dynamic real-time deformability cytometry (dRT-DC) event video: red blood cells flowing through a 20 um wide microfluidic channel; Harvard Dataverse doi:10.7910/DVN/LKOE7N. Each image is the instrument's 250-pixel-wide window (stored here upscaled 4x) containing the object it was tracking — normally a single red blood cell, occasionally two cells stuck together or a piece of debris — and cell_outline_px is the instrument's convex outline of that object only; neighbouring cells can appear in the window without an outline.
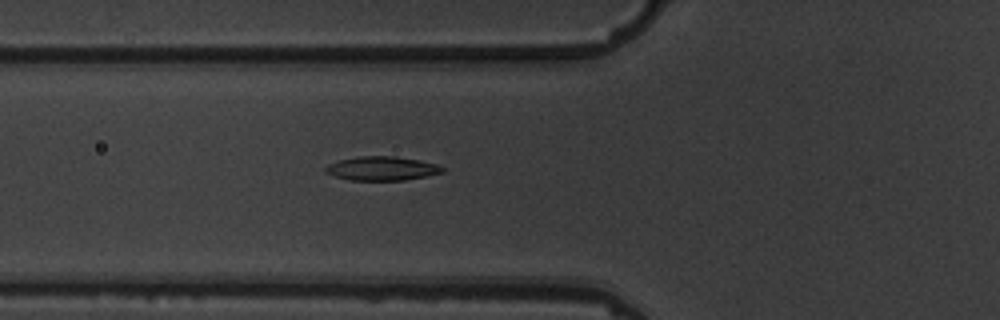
{"species": "common noctule bat (a hibernating species)", "species_latin": "Nyctalus noctula", "temperature_condition": "warm", "stored_images_in_passage": 6, "camera_frame_rate_fps": 3000, "um_per_image_px": 0.085, "animal": {"sex": "male", "body_mass_g": 19.5, "forearm_length_mm": 54.6}, "frame": {"image": 1, "passage_image": 6, "time_ms": 6.667, "image_size_px": [1000, 320], "cell_outline_px": [[444, 172], [428, 176], [404, 180], [348, 180], [324, 172], [324, 168], [328, 164], [340, 160], [360, 156], [396, 156], [436, 164], [444, 168]], "centroid_in_image_um": [32.45, 14.32], "position_along_channel_um": 93.4, "area_um2": 16.24}}